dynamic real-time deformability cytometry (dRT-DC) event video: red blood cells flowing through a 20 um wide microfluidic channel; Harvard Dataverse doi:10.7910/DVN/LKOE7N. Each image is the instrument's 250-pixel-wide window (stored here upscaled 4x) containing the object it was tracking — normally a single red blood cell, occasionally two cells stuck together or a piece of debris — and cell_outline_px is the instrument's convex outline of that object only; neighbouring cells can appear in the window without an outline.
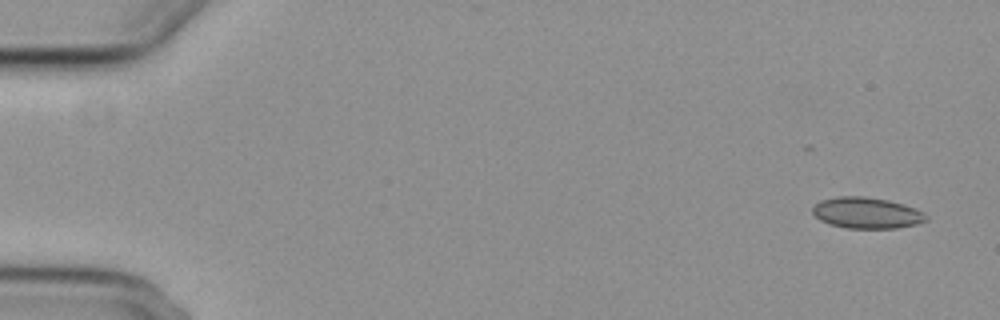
{"species": "common noctule bat (a hibernating species)", "species_latin": "Nyctalus noctula", "temperature_condition": "cold", "stored_images_in_passage": 4, "camera_frame_rate_fps": 3000, "um_per_image_px": 0.085, "animal": {"sex": "female", "body_mass_g": 29.2, "forearm_length_mm": 56.3}, "frame": {"image": 1, "passage_image": 1, "time_ms": 0.0, "image_size_px": [1000, 320], "cell_outline_px": [[928, 220], [916, 224], [896, 228], [848, 228], [832, 224], [820, 220], [812, 212], [812, 208], [820, 200], [836, 196], [864, 196], [888, 200], [904, 204], [916, 208], [924, 212], [928, 216]], "centroid_in_image_um": [73.7, 18.08], "position_along_channel_um": 11.3, "area_um2": 20.63}}